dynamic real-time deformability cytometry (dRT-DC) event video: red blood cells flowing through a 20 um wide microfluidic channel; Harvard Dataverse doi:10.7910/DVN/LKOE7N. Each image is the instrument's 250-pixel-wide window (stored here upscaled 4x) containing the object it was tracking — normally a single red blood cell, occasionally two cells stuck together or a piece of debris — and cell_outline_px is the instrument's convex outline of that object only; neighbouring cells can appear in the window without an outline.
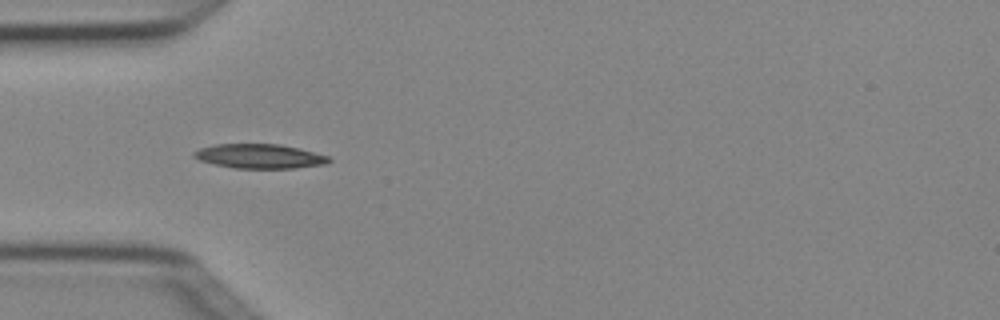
{"species": "Egyptian fruit bat (a non-hibernating species)", "species_latin": "Rousettus aegyptiacus", "temperature_condition": "cold", "stored_images_in_passage": 7, "camera_frame_rate_fps": 3000, "um_per_image_px": 0.085, "animal": {"sex": "female"}, "frame": {"image": 1, "passage_image": 5, "time_ms": 1.333, "image_size_px": [1000, 320], "cell_outline_px": [[332, 160], [328, 164], [292, 168], [232, 168], [200, 160], [192, 156], [192, 152], [200, 148], [216, 144], [280, 144], [300, 148], [328, 156]], "centroid_in_image_um": [22.08, 13.27], "position_along_channel_um": 62.9, "area_um2": 19.19}}
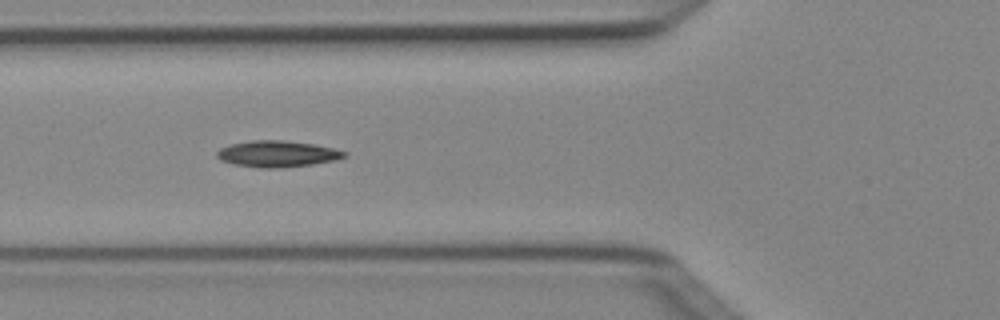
{"frame": {"image": 2, "passage_image": 6, "time_ms": 1.667, "image_size_px": [1000, 320], "cell_outline_px": [[348, 156], [336, 160], [312, 164], [280, 168], [260, 168], [232, 164], [220, 160], [216, 156], [216, 152], [220, 148], [232, 144], [252, 140], [284, 140], [312, 144], [332, 148], [348, 152]], "centroid_in_image_um": [23.57, 13.08], "position_along_channel_um": 102.2, "area_um2": 19.59}}
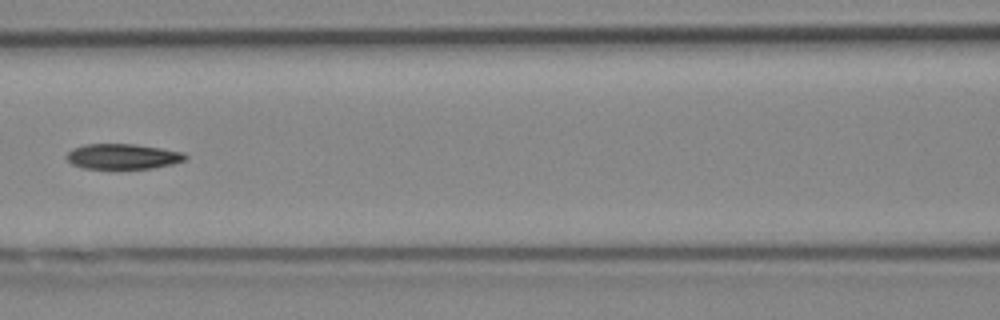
{"frame": {"image": 3, "passage_image": 7, "time_ms": 2.0, "image_size_px": [1000, 320], "cell_outline_px": [[188, 156], [184, 160], [172, 164], [152, 168], [84, 168], [72, 164], [64, 156], [72, 148], [84, 144], [132, 144], [160, 148], [184, 152]], "centroid_in_image_um": [10.41, 13.29], "position_along_channel_um": 156.2, "area_um2": 17.4}}